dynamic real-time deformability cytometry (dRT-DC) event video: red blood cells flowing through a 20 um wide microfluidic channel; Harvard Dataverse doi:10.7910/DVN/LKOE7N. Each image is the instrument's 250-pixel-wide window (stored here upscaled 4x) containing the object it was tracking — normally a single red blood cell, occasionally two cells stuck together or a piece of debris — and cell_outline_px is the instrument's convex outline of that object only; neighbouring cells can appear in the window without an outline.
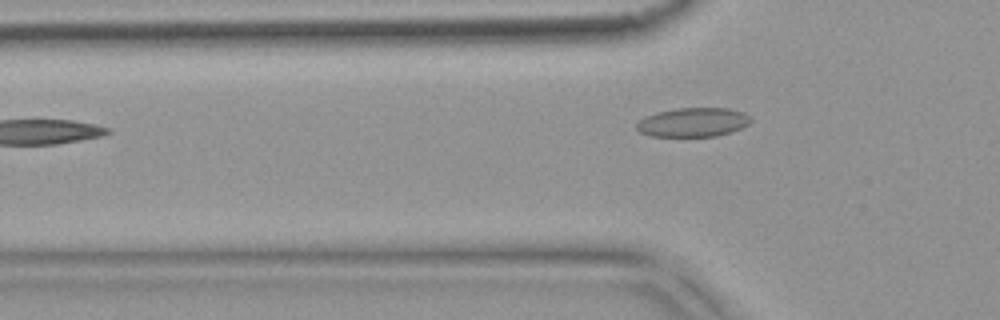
{"species": "common noctule bat (a hibernating species)", "species_latin": "Nyctalus noctula", "temperature_condition": "warm", "stored_images_in_passage": 2, "camera_frame_rate_fps": 3000, "um_per_image_px": 0.085, "animal": {"sex": "female", "body_mass_g": 18.4}, "frame": {"image": 1, "passage_image": 2, "time_ms": 0.333, "image_size_px": [1000, 320], "cell_outline_px": [[752, 120], [748, 124], [740, 128], [716, 136], [652, 136], [640, 132], [636, 128], [636, 124], [644, 116], [656, 112], [676, 108], [728, 108], [744, 112]], "centroid_in_image_um": [58.88, 10.38], "position_along_channel_um": 66.9, "area_um2": 19.25}}